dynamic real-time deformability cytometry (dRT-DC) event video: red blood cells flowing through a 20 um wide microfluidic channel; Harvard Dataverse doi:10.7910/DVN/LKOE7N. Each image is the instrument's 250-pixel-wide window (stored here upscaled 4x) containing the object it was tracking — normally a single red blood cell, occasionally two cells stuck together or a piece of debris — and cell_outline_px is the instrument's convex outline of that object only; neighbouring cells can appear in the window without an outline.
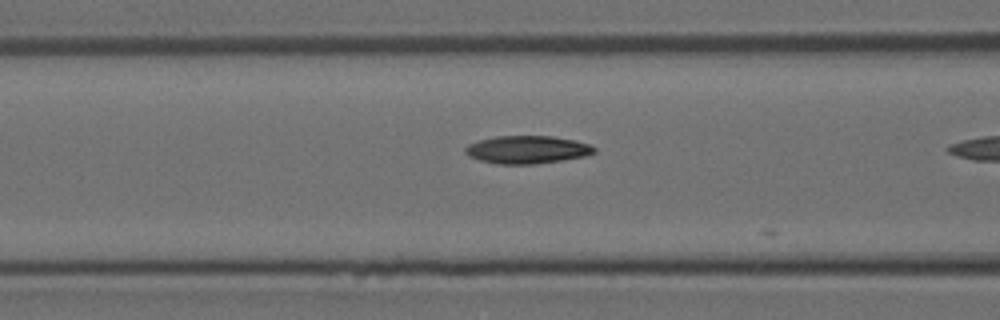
{"species": "Egyptian fruit bat (a non-hibernating species)", "species_latin": "Rousettus aegyptiacus", "temperature_condition": "room temperature", "stored_images_in_passage": 14, "camera_frame_rate_fps": 3000, "um_per_image_px": 0.085, "animal": {"sex": "female"}, "frame": {"image": 1, "passage_image": 13, "time_ms": 4.0, "image_size_px": [1000, 320], "cell_outline_px": [[596, 152], [584, 156], [564, 160], [532, 164], [496, 164], [480, 160], [468, 156], [464, 152], [464, 148], [468, 144], [480, 140], [496, 136], [552, 136], [572, 140], [588, 144], [596, 148]], "centroid_in_image_um": [44.78, 12.72], "position_along_channel_um": 121.8, "area_um2": 20.87}}